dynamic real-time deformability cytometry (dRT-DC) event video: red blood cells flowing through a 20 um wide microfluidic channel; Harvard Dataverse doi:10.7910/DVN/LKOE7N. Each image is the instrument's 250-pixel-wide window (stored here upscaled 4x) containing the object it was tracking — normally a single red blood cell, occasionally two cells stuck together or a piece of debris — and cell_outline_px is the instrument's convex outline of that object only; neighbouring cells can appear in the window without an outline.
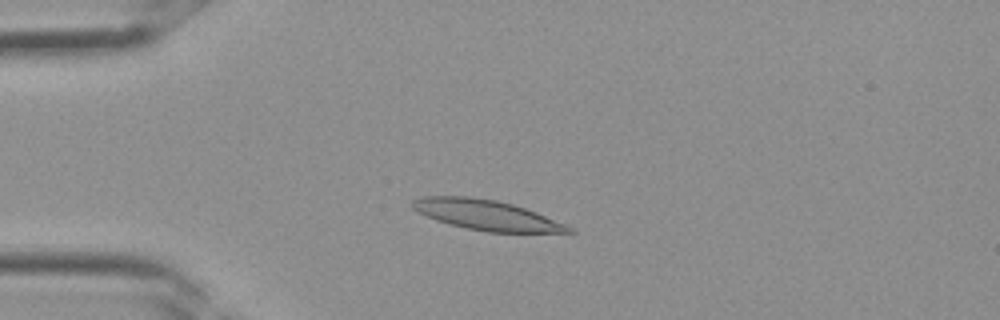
{"species": "Egyptian fruit bat (a non-hibernating species)", "species_latin": "Rousettus aegyptiacus", "temperature_condition": "room temperature", "stored_images_in_passage": 34, "camera_frame_rate_fps": 3000, "um_per_image_px": 0.085, "frame": {"image": 1, "passage_image": 8, "time_ms": 2.333, "image_size_px": [1000, 320], "cell_outline_px": [[576, 232], [488, 232], [468, 228], [436, 220], [412, 208], [412, 200], [424, 196], [472, 196], [496, 200], [512, 204], [536, 212], [576, 228]], "centroid_in_image_um": [41.39, 18.27], "position_along_channel_um": 43.6, "area_um2": 27.17}}
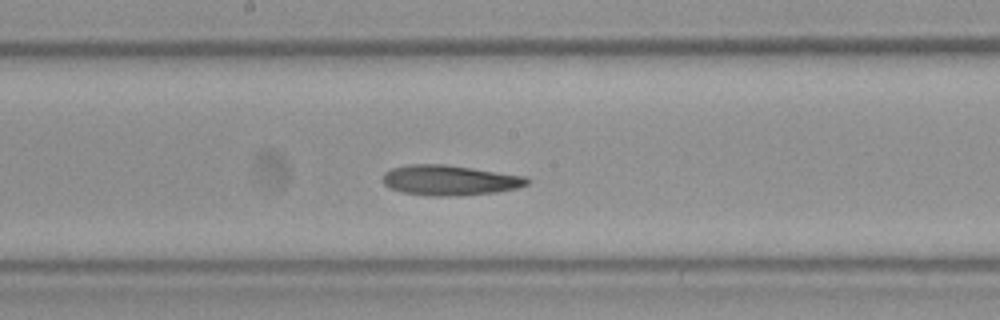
{"frame": {"image": 2, "passage_image": 18, "time_ms": 5.667, "image_size_px": [1000, 320], "cell_outline_px": [[532, 180], [528, 184], [516, 188], [496, 192], [456, 196], [428, 196], [400, 192], [384, 184], [384, 172], [392, 168], [408, 164], [444, 164], [528, 176]], "centroid_in_image_um": [38.25, 15.32], "position_along_channel_um": 209.9, "area_um2": 25.55}}
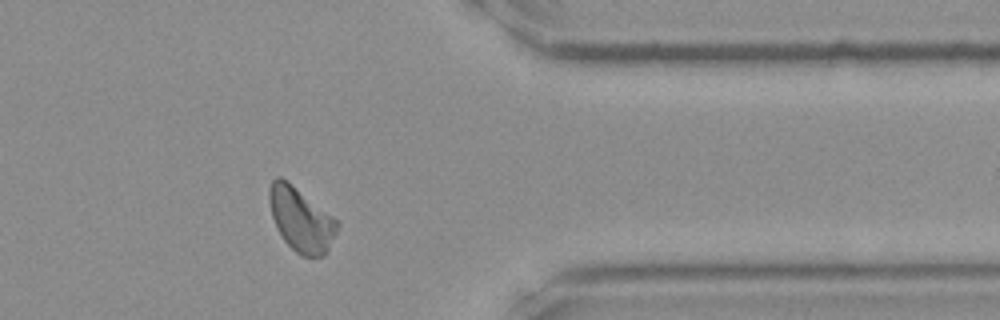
{"frame": {"image": 3, "passage_image": 28, "time_ms": 9.0, "image_size_px": [1000, 320], "cell_outline_px": [[340, 224], [324, 256], [304, 256], [296, 252], [284, 240], [276, 228], [272, 216], [268, 200], [268, 188], [272, 180], [276, 176], [280, 176], [288, 180], [332, 216]], "centroid_in_image_um": [25.54, 18.62], "position_along_channel_um": 385.9, "area_um2": 25.2}}